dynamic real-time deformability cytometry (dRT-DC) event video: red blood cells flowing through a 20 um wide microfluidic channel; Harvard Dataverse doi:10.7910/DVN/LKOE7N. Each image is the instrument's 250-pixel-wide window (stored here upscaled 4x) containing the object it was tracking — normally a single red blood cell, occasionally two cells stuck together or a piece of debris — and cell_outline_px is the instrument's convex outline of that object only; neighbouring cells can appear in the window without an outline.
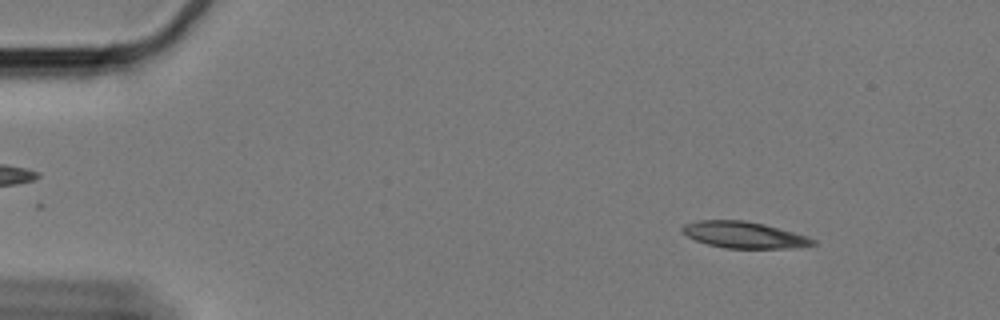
{"species": "Egyptian fruit bat (a non-hibernating species)", "species_latin": "Rousettus aegyptiacus", "temperature_condition": "cold", "stored_images_in_passage": 56, "camera_frame_rate_fps": 3000, "um_per_image_px": 0.085, "animal": {"sex": "female"}, "frame": {"image": 1, "passage_image": 3, "time_ms": 0.667, "image_size_px": [1000, 320], "cell_outline_px": [[816, 244], [788, 248], [724, 248], [708, 244], [696, 240], [688, 236], [680, 228], [684, 224], [700, 220], [744, 220], [764, 224], [808, 236], [816, 240]], "centroid_in_image_um": [63.24, 19.96], "position_along_channel_um": 21.8, "area_um2": 19.94}}
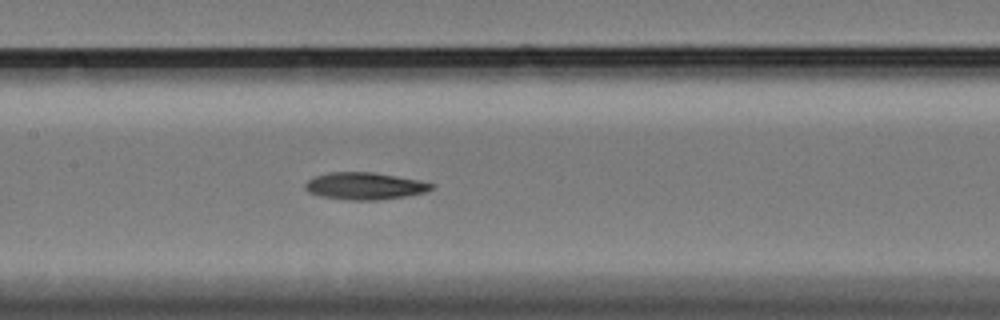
{"frame": {"image": 2, "passage_image": 25, "time_ms": 8.0, "image_size_px": [1000, 320], "cell_outline_px": [[436, 184], [432, 188], [424, 192], [404, 196], [376, 200], [348, 200], [320, 196], [308, 192], [304, 188], [304, 184], [308, 180], [316, 176], [328, 172], [372, 172], [420, 180]], "centroid_in_image_um": [30.97, 15.8], "position_along_channel_um": 176.4, "area_um2": 19.88}}
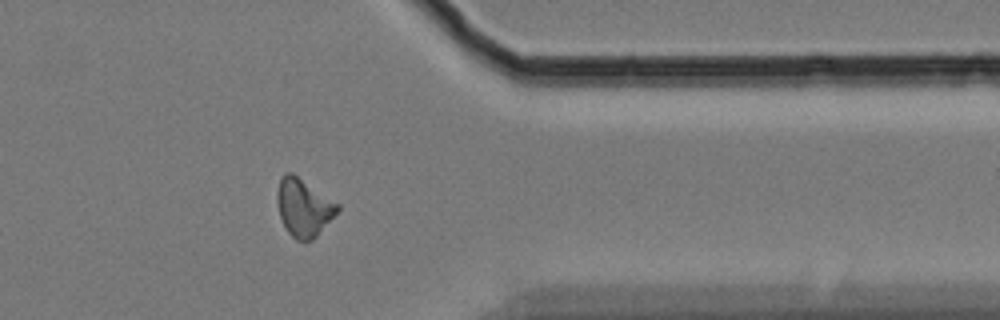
{"frame": {"image": 3, "passage_image": 45, "time_ms": 14.667, "image_size_px": [1000, 320], "cell_outline_px": [[340, 208], [316, 236], [312, 240], [304, 244], [296, 240], [288, 232], [280, 216], [276, 200], [276, 192], [280, 176], [284, 172], [292, 172], [340, 204]], "centroid_in_image_um": [25.78, 17.62], "position_along_channel_um": 385.6, "area_um2": 20.46}}